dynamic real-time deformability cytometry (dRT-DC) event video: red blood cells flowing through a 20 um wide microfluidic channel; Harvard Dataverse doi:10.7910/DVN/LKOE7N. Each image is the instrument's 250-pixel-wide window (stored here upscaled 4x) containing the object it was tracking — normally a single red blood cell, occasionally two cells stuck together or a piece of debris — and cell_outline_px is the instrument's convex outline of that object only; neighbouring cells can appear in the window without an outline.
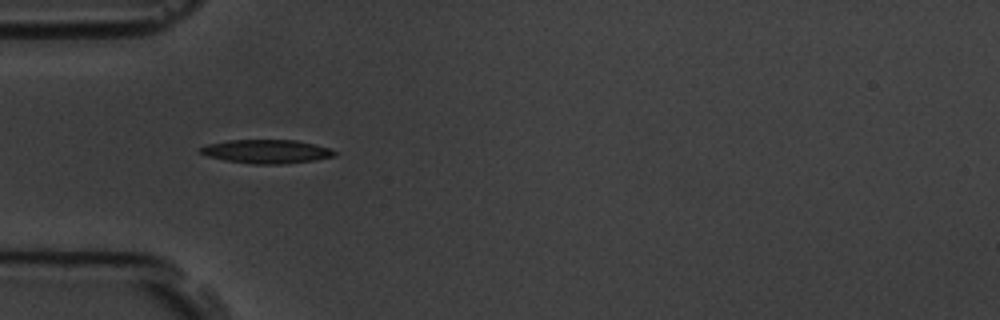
{"species": "common noctule bat (a hibernating species)", "species_latin": "Nyctalus noctula", "temperature_condition": "room temperature", "stored_images_in_passage": 7, "camera_frame_rate_fps": 3000, "um_per_image_px": 0.085, "animal": {"sex": "male", "body_mass_g": 19.5, "forearm_length_mm": 54.6}, "frame": {"image": 1, "passage_image": 3, "time_ms": 3.0, "image_size_px": [1000, 320], "cell_outline_px": [[336, 156], [316, 160], [284, 164], [252, 164], [224, 160], [208, 156], [200, 152], [200, 148], [208, 144], [228, 140], [296, 140], [316, 144], [332, 148], [336, 152]], "centroid_in_image_um": [22.72, 12.88], "position_along_channel_um": 62.3, "area_um2": 18.67}}
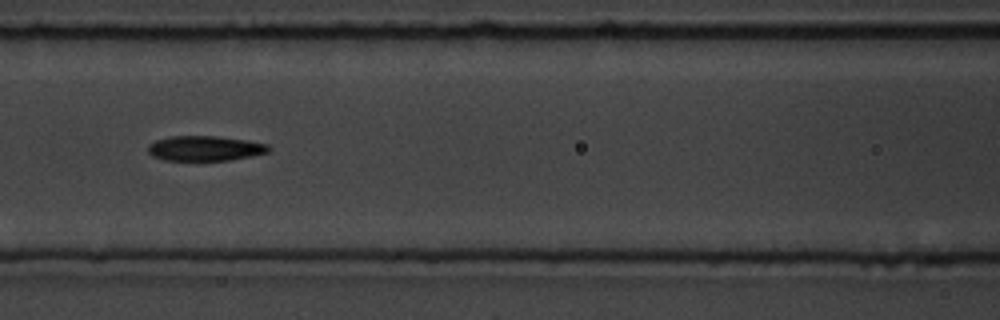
{"frame": {"image": 2, "passage_image": 5, "time_ms": 5.333, "image_size_px": [1000, 320], "cell_outline_px": [[272, 148], [268, 152], [252, 156], [228, 160], [164, 160], [152, 156], [148, 152], [148, 144], [156, 140], [168, 136], [216, 136], [244, 140], [268, 144]], "centroid_in_image_um": [17.4, 12.61], "position_along_channel_um": 149.2, "area_um2": 17.57}}
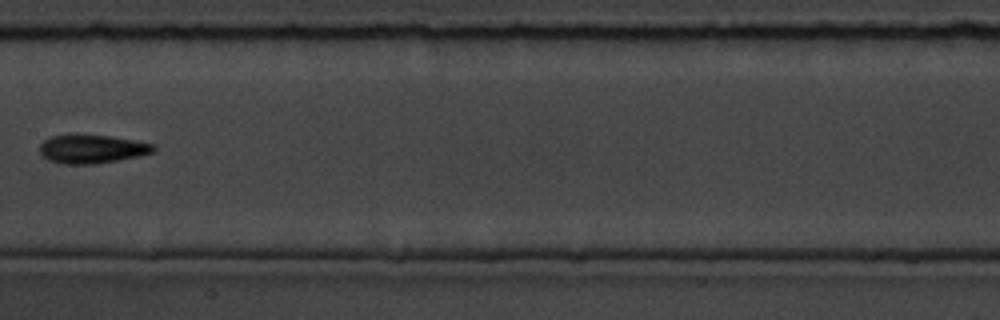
{"frame": {"image": 3, "passage_image": 6, "time_ms": 6.667, "image_size_px": [1000, 320], "cell_outline_px": [[156, 148], [152, 152], [136, 156], [96, 164], [64, 164], [48, 160], [40, 152], [40, 144], [44, 140], [52, 136], [108, 136], [136, 140], [156, 144]], "centroid_in_image_um": [7.83, 12.68], "position_along_channel_um": 199.6, "area_um2": 18.5}}